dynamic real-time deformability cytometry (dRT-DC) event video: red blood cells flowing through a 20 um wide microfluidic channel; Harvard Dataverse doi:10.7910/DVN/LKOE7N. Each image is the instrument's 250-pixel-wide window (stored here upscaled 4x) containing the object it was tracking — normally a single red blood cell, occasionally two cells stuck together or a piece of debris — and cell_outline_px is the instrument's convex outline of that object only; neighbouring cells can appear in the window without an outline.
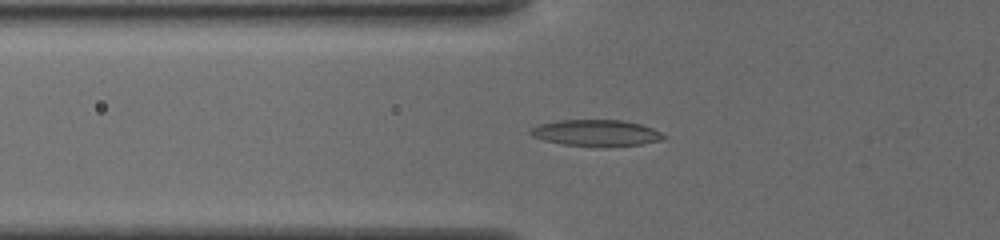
{"species": "common noctule bat (a hibernating species)", "species_latin": "Nyctalus noctula", "temperature_condition": "cold", "stored_images_in_passage": 43, "camera_frame_rate_fps": 3000, "um_per_image_px": 0.085, "animal": {"sex": "female", "body_mass_g": 19.5, "forearm_length_mm": 54.1}, "frame": {"image": 1, "passage_image": 14, "time_ms": 5.333, "image_size_px": [1000, 240], "cell_outline_px": [[668, 136], [660, 140], [640, 144], [608, 148], [564, 144], [544, 140], [532, 136], [528, 132], [528, 128], [536, 124], [556, 120], [624, 120], [640, 124], [652, 128]], "centroid_in_image_um": [50.63, 11.3], "position_along_channel_um": 75.2, "area_um2": 20.87}}
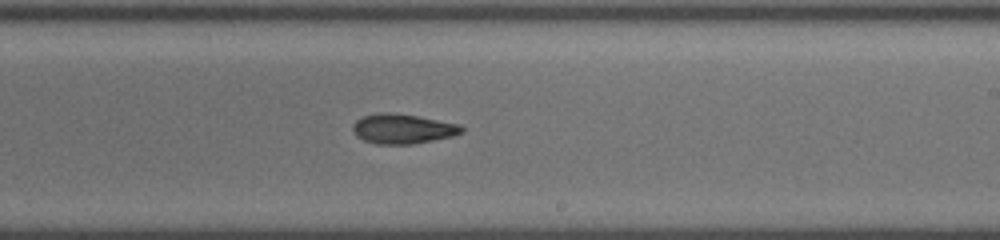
{"frame": {"image": 2, "passage_image": 26, "time_ms": 10.0, "image_size_px": [1000, 240], "cell_outline_px": [[464, 132], [452, 136], [412, 144], [376, 144], [364, 140], [356, 136], [352, 128], [352, 124], [356, 120], [364, 116], [380, 112], [388, 112], [416, 116], [460, 124], [464, 128]], "centroid_in_image_um": [34.22, 10.95], "position_along_channel_um": 254.8, "area_um2": 18.79}}
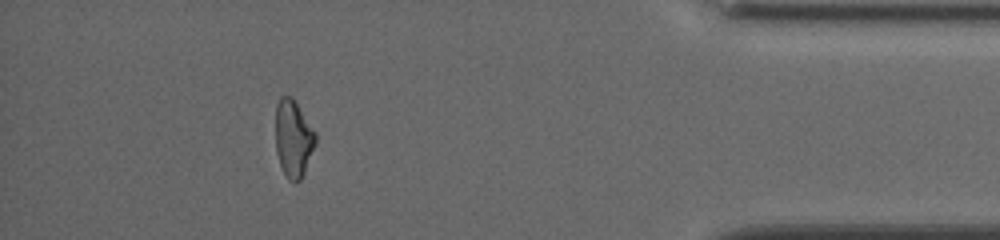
{"frame": {"image": 3, "passage_image": 39, "time_ms": 15.0, "image_size_px": [1000, 240], "cell_outline_px": [[316, 144], [304, 172], [300, 180], [288, 180], [280, 164], [276, 152], [276, 104], [280, 96], [292, 96], [316, 132]], "centroid_in_image_um": [24.93, 11.73], "position_along_channel_um": 410.3, "area_um2": 17.92}, "authors_computed_cell_mechanics": {"area_um2": 19.3052, "velocity_mm_per_s": 3.8764, "shape_relaxation_time_tau1_ms": null, "shape_relaxation_time_tau2_ms": 5.8536, "deformation_change_tau1": null, "deformation_change_tau2": 0.1446}}